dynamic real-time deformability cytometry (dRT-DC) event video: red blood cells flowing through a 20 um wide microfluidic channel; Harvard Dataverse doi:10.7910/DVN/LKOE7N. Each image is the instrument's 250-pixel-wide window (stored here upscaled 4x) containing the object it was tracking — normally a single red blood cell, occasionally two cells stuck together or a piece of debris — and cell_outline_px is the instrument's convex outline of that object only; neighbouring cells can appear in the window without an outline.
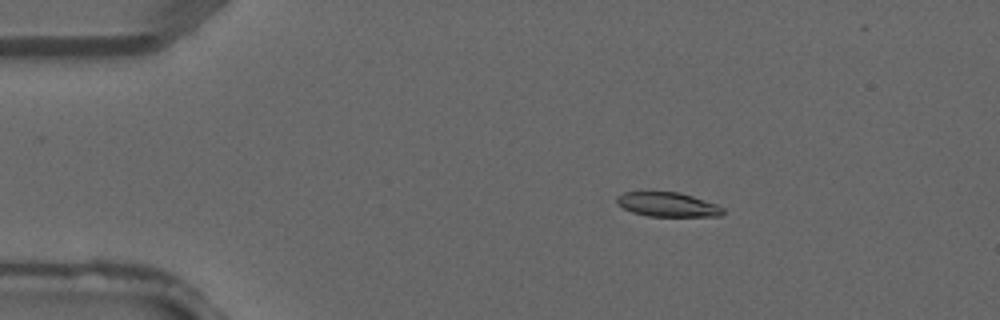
{"species": "common noctule bat (a hibernating species)", "species_latin": "Nyctalus noctula", "temperature_condition": "warm", "stored_images_in_passage": 3, "camera_frame_rate_fps": 3000, "um_per_image_px": 0.085, "animal": {"sex": "male", "forearm_length_mm": 52.5}, "frame": {"image": 1, "passage_image": 2, "time_ms": 0.333, "image_size_px": [1000, 320], "cell_outline_px": [[724, 212], [720, 216], [648, 216], [632, 212], [616, 204], [616, 196], [624, 192], [676, 192], [692, 196], [716, 204], [724, 208]], "centroid_in_image_um": [56.72, 17.39], "position_along_channel_um": 28.3, "area_um2": 14.97}}
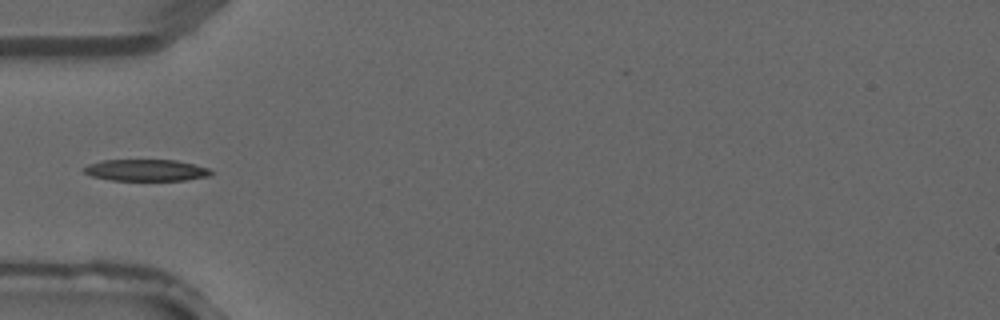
{"frame": {"image": 2, "passage_image": 3, "time_ms": 0.667, "image_size_px": [1000, 320], "cell_outline_px": [[212, 176], [184, 180], [112, 180], [92, 176], [84, 172], [84, 168], [88, 164], [100, 160], [176, 160], [208, 168], [212, 172]], "centroid_in_image_um": [12.42, 14.46], "position_along_channel_um": 72.6, "area_um2": 15.9}}